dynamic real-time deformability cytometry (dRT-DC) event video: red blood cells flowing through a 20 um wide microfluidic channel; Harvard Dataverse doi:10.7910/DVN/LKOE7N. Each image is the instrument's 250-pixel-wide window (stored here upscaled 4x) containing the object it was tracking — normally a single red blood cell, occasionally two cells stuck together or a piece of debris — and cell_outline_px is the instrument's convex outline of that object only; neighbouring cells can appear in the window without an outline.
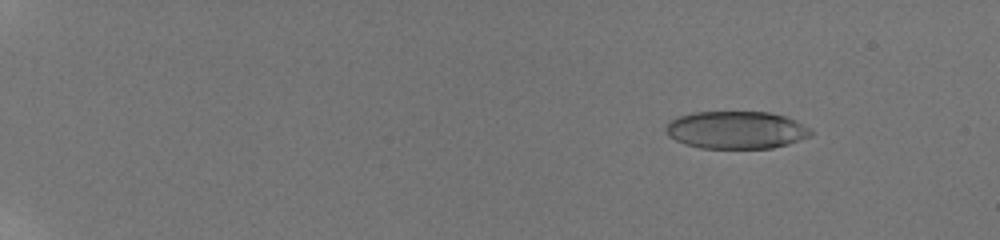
{"species": "human", "species_latin": "Homo sapiens", "temperature_condition": "room temperature", "stored_images_in_passage": 25, "camera_frame_rate_fps": 3000, "um_per_image_px": 0.085, "donor": {"sex": "male"}, "frame": {"image": 1, "passage_image": 5, "time_ms": 2.667, "image_size_px": [1000, 240], "cell_outline_px": [[812, 136], [788, 144], [772, 148], [700, 148], [684, 144], [668, 136], [664, 128], [668, 120], [676, 116], [692, 112], [772, 112], [796, 120], [808, 128], [812, 132]], "centroid_in_image_um": [62.53, 11.04], "position_along_channel_um": 22.5, "area_um2": 32.08}}
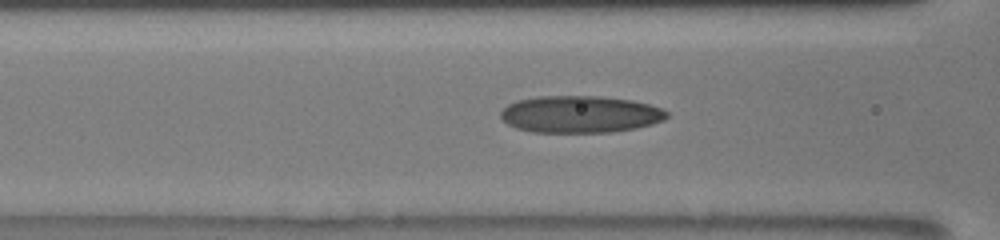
{"frame": {"image": 2, "passage_image": 19, "time_ms": 9.333, "image_size_px": [1000, 240], "cell_outline_px": [[668, 116], [664, 120], [652, 124], [636, 128], [612, 132], [532, 132], [516, 128], [508, 124], [500, 116], [500, 112], [508, 104], [520, 100], [540, 96], [600, 96], [632, 100], [648, 104], [660, 108], [668, 112]], "centroid_in_image_um": [49.32, 9.71], "position_along_channel_um": 117.3, "area_um2": 35.78}}
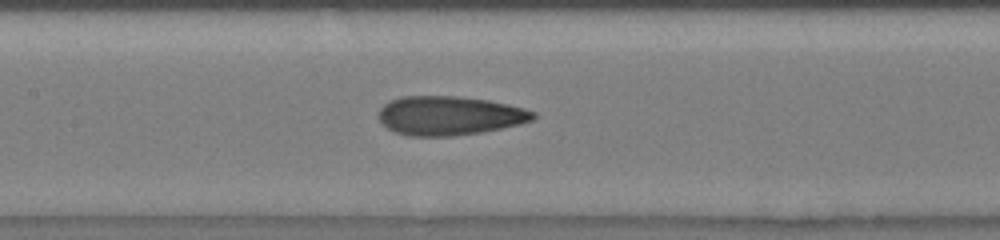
{"frame": {"image": 3, "passage_image": 22, "time_ms": 10.667, "image_size_px": [1000, 240], "cell_outline_px": [[536, 116], [532, 120], [520, 124], [480, 132], [452, 136], [408, 136], [396, 132], [388, 128], [380, 120], [380, 108], [388, 100], [404, 96], [456, 96], [488, 100], [508, 104], [524, 108], [536, 112]], "centroid_in_image_um": [38.21, 9.82], "position_along_channel_um": 169.2, "area_um2": 35.03}}